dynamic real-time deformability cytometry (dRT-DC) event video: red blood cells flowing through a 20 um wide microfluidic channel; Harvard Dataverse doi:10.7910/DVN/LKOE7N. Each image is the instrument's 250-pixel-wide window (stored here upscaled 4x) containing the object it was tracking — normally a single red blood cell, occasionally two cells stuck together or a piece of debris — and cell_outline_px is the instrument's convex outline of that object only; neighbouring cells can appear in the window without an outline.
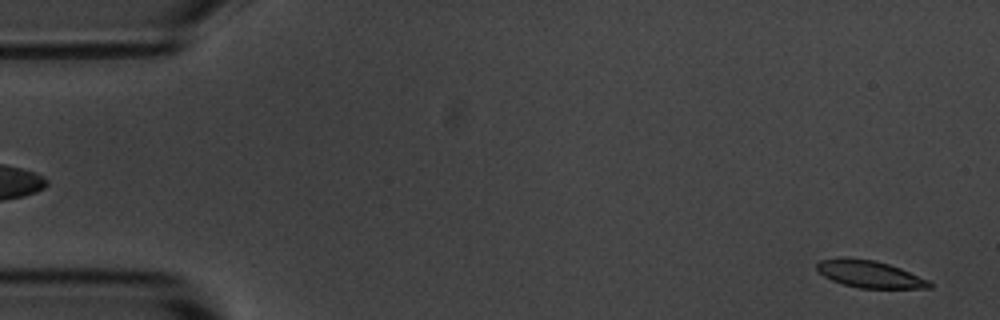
{"species": "common noctule bat (a hibernating species)", "species_latin": "Nyctalus noctula", "temperature_condition": "room temperature", "stored_images_in_passage": 5, "camera_frame_rate_fps": 3000, "um_per_image_px": 0.085, "animal": {"sex": "male", "body_mass_g": 20.1, "forearm_length_mm": 53.5}, "frame": {"image": 1, "passage_image": 5, "time_ms": 5.333, "image_size_px": [1000, 320], "cell_outline_px": [[932, 288], [860, 288], [844, 284], [832, 280], [824, 276], [816, 268], [816, 264], [820, 260], [872, 260], [888, 264], [900, 268], [928, 280], [932, 284]], "centroid_in_image_um": [73.98, 23.34], "position_along_channel_um": 11.0, "area_um2": 16.94}}